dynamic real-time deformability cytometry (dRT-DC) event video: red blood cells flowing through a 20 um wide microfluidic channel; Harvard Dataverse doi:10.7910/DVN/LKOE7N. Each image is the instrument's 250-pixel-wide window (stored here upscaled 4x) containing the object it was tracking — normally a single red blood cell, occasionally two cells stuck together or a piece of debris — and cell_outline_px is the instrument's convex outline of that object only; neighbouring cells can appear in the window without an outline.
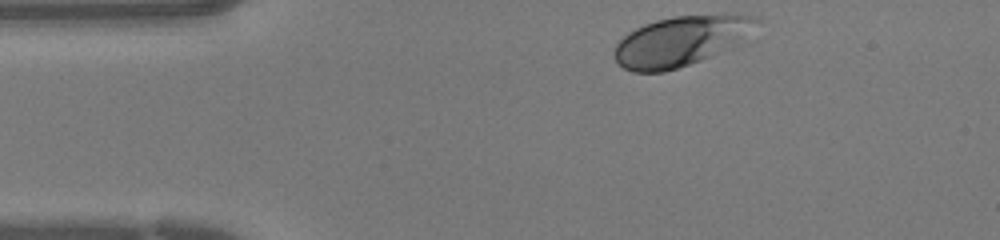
{"species": "human", "species_latin": "Homo sapiens", "temperature_condition": "warm", "stored_images_in_passage": 31, "camera_frame_rate_fps": 3000, "um_per_image_px": 0.085, "donor": {"sex": "female"}, "frame": {"image": 1, "passage_image": 1, "time_ms": 0.0, "image_size_px": [1000, 240], "cell_outline_px": [[760, 20], [732, 48], [700, 60], [664, 72], [632, 72], [624, 68], [612, 56], [612, 52], [616, 44], [628, 32], [644, 24], [656, 20], [672, 16], [724, 12], [756, 16]], "centroid_in_image_um": [57.85, 3.45], "position_along_channel_um": 27.1, "area_um2": 41.67}}
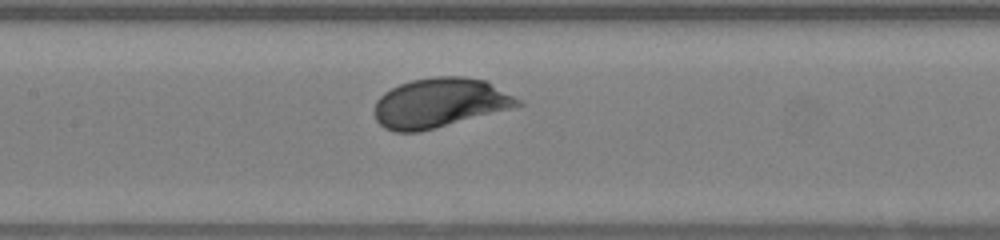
{"frame": {"image": 2, "passage_image": 14, "time_ms": 4.333, "image_size_px": [1000, 240], "cell_outline_px": [[524, 104], [512, 108], [420, 132], [396, 132], [384, 128], [376, 120], [372, 112], [376, 100], [384, 92], [400, 84], [412, 80], [432, 76], [464, 76], [484, 80], [520, 100]], "centroid_in_image_um": [37.32, 8.75], "position_along_channel_um": 170.1, "area_um2": 41.27}}
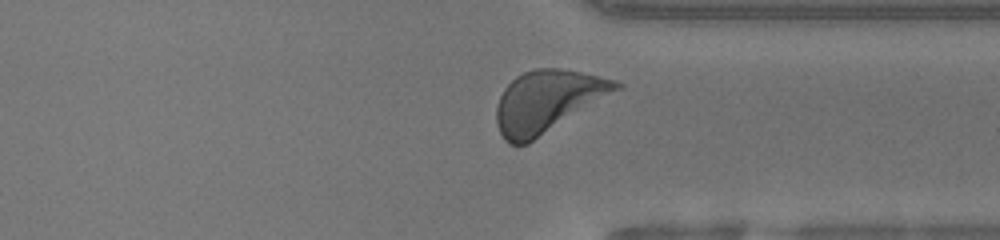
{"frame": {"image": 3, "passage_image": 27, "time_ms": 8.667, "image_size_px": [1000, 240], "cell_outline_px": [[624, 88], [528, 144], [508, 144], [504, 140], [496, 124], [496, 108], [500, 96], [504, 88], [516, 76], [524, 72], [536, 68], [556, 68], [580, 72], [616, 80], [624, 84]], "centroid_in_image_um": [46.56, 8.62], "position_along_channel_um": 364.8, "area_um2": 43.47}}